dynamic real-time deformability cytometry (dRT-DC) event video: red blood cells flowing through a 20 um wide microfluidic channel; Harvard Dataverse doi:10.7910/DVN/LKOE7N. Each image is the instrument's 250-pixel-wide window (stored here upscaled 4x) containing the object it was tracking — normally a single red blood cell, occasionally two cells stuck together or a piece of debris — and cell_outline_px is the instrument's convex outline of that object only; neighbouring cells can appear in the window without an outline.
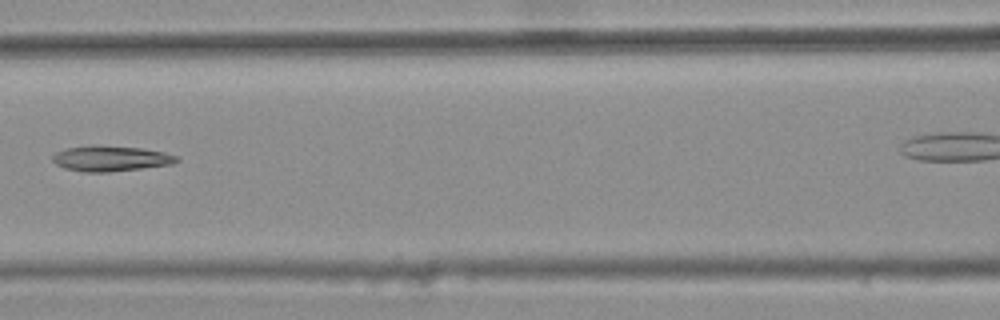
{"species": "common noctule bat (a hibernating species)", "species_latin": "Nyctalus noctula", "temperature_condition": "warm", "stored_images_in_passage": 7, "segment_of_instrument_passage": [1, 2], "camera_frame_rate_fps": 3000, "um_per_image_px": 0.085, "animal": {"sex": "female", "body_mass_g": 25.1}, "frame": {"image": 1, "passage_image": 6, "time_ms": 1.667, "image_size_px": [1000, 320], "cell_outline_px": [[180, 160], [172, 164], [108, 172], [84, 172], [64, 168], [56, 164], [52, 160], [52, 156], [56, 152], [68, 148], [92, 144], [140, 148], [164, 152], [176, 156]], "centroid_in_image_um": [9.38, 13.46], "position_along_channel_um": 157.2, "area_um2": 18.38}}